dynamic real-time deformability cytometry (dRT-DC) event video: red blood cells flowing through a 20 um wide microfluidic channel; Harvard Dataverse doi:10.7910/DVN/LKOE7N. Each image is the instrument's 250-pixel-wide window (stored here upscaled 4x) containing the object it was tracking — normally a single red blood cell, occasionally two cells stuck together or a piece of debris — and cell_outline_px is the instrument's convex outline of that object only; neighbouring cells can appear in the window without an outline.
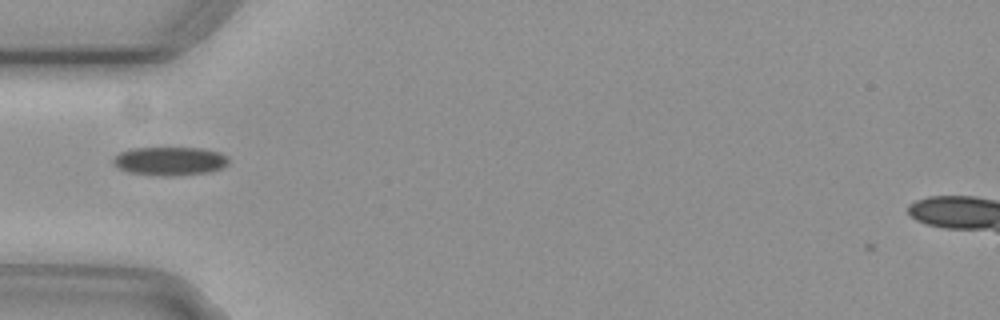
{"species": "common noctule bat (a hibernating species)", "species_latin": "Nyctalus noctula", "temperature_condition": "cold", "stored_images_in_passage": 40, "camera_frame_rate_fps": 3000, "um_per_image_px": 0.085, "animal": {"sex": "female", "body_mass_g": 29.2, "forearm_length_mm": 56.3}, "frame": {"image": 1, "passage_image": 3, "time_ms": 0.667, "image_size_px": [1000, 320], "cell_outline_px": [[228, 164], [212, 172], [172, 176], [160, 176], [128, 172], [120, 168], [112, 160], [120, 152], [132, 148], [200, 148], [220, 152], [228, 156]], "centroid_in_image_um": [14.48, 13.69], "position_along_channel_um": 70.5, "area_um2": 19.19}}
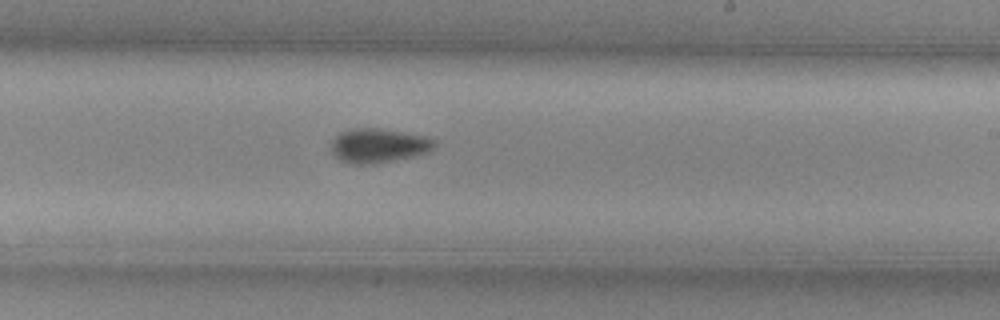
{"frame": {"image": 2, "passage_image": 18, "time_ms": 5.667, "image_size_px": [1000, 320], "cell_outline_px": [[436, 144], [428, 152], [396, 160], [376, 164], [348, 164], [340, 160], [332, 152], [332, 140], [340, 132], [352, 128], [380, 128], [428, 136], [436, 140]], "centroid_in_image_um": [32.18, 12.37], "position_along_channel_um": 256.8, "area_um2": 20.81}}
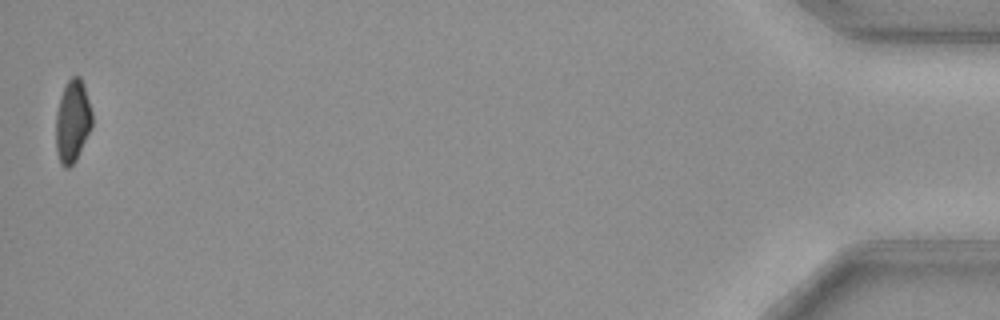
{"frame": {"image": 3, "passage_image": 40, "time_ms": 13.0, "image_size_px": [1000, 320], "cell_outline_px": [[92, 128], [76, 160], [68, 168], [64, 168], [60, 164], [56, 152], [56, 112], [60, 96], [68, 80], [72, 76], [80, 76], [84, 84], [92, 112]], "centroid_in_image_um": [6.16, 10.32], "position_along_channel_um": 429.0, "area_um2": 17.63}, "authors_computed_cell_mechanics": {"area_um2": 18.9584, "velocity_mm_per_s": 3.7254, "shape_relaxation_time_tau1_ms": 4.2069, "shape_relaxation_time_tau2_ms": null, "deformation_change_tau1": 0.0936, "deformation_change_tau2": null}}